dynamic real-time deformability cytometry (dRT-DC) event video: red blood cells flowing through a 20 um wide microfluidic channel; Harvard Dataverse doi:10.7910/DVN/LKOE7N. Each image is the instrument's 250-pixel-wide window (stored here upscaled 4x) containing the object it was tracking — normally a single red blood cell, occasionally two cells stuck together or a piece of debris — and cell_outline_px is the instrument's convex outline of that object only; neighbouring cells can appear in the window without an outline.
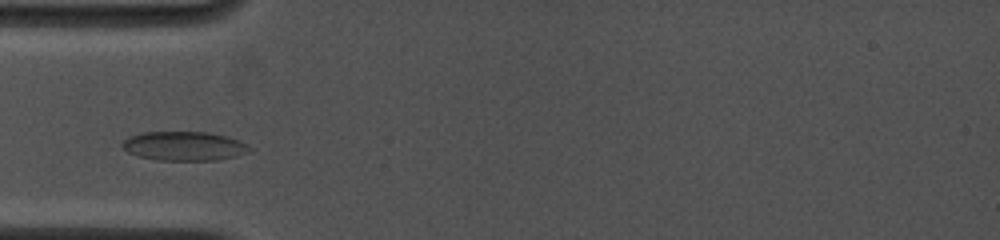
{"species": "common noctule bat (a hibernating species)", "species_latin": "Nyctalus noctula", "temperature_condition": "cold", "stored_images_in_passage": 4, "camera_frame_rate_fps": 4500, "um_per_image_px": 0.085, "animal": {"sex": "female", "body_mass_g": 19.0, "forearm_length_mm": 53.3}, "frame": {"image": 1, "passage_image": 1, "time_ms": 0.0, "image_size_px": [1000, 240], "cell_outline_px": [[252, 148], [248, 152], [236, 156], [216, 160], [160, 160], [136, 156], [128, 152], [120, 144], [128, 136], [144, 132], [208, 132], [224, 136], [248, 144]], "centroid_in_image_um": [15.62, 12.41], "position_along_channel_um": 69.4, "area_um2": 21.5}}